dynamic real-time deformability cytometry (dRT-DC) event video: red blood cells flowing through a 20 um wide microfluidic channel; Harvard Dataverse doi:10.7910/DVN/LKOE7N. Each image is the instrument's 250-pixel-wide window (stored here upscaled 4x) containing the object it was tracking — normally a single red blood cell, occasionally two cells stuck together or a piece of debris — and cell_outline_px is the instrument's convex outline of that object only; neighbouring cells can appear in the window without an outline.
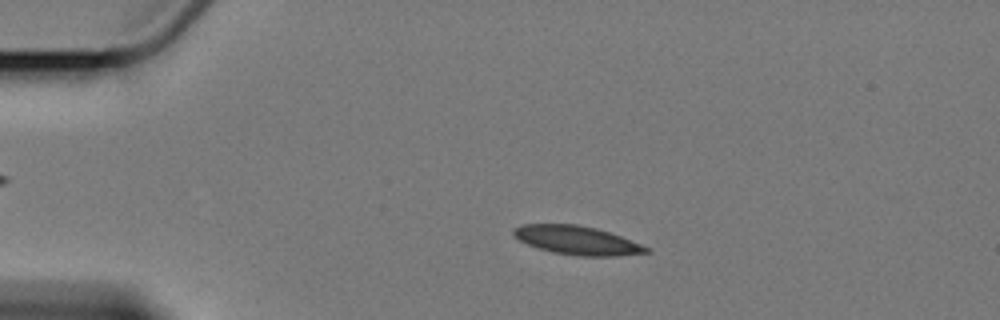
{"species": "Egyptian fruit bat (a non-hibernating species)", "species_latin": "Rousettus aegyptiacus", "temperature_condition": "cold", "stored_images_in_passage": 6, "segment_of_instrument_passage": [1, 2], "camera_frame_rate_fps": 3000, "um_per_image_px": 0.085, "animal": {"sex": "female"}, "frame": {"image": 1, "passage_image": 3, "time_ms": 2.667, "image_size_px": [1000, 320], "cell_outline_px": [[652, 252], [616, 256], [580, 256], [552, 252], [528, 244], [520, 240], [512, 232], [512, 228], [520, 224], [576, 224], [596, 228], [620, 236], [640, 244], [648, 248]], "centroid_in_image_um": [49.03, 20.42], "position_along_channel_um": 36.0, "area_um2": 21.96}}